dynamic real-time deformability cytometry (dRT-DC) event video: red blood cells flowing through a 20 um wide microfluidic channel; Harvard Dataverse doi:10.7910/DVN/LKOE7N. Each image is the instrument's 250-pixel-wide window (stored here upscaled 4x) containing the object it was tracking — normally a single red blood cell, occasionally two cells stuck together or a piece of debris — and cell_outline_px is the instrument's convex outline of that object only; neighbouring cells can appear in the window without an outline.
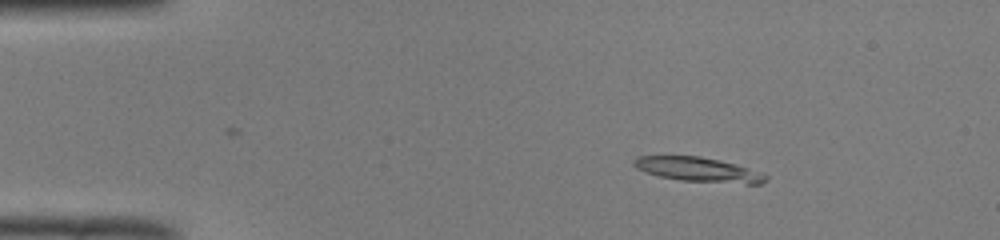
{"species": "common noctule bat (a hibernating species)", "species_latin": "Nyctalus noctula", "temperature_condition": "room temperature", "stored_images_in_passage": 6, "camera_frame_rate_fps": 3000, "um_per_image_px": 0.085, "animal": {"sex": "male", "body_mass_g": 19.0, "forearm_length_mm": 50.8}, "frame": {"image": 1, "passage_image": 1, "time_ms": 0.0, "image_size_px": [1000, 240], "cell_outline_px": [[768, 176], [760, 184], [748, 184], [680, 180], [660, 176], [636, 168], [632, 164], [632, 160], [636, 156], [700, 156], [720, 160], [736, 164]], "centroid_in_image_um": [59.31, 14.4], "position_along_channel_um": 25.7, "area_um2": 18.55}}